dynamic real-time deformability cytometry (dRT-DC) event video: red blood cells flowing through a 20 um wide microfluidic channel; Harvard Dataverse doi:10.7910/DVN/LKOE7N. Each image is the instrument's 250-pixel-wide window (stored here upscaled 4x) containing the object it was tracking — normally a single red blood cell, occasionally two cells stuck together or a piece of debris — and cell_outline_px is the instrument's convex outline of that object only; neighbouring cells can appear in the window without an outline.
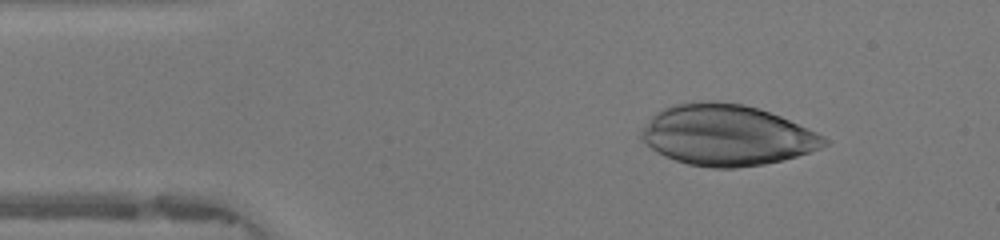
{"species": "human", "species_latin": "Homo sapiens", "temperature_condition": "warm", "stored_images_in_passage": 36, "camera_frame_rate_fps": 3000, "um_per_image_px": 0.085, "donor": {"sex": "female"}, "frame": {"image": 1, "passage_image": 5, "time_ms": 1.333, "image_size_px": [1000, 240], "cell_outline_px": [[828, 144], [820, 148], [784, 160], [764, 164], [736, 168], [712, 168], [688, 164], [664, 156], [640, 140], [640, 132], [652, 116], [656, 112], [672, 104], [700, 100], [712, 100], [744, 104], [760, 108], [780, 116], [816, 132], [824, 136], [828, 140]], "centroid_in_image_um": [61.76, 11.48], "position_along_channel_um": 23.2, "area_um2": 64.97}}
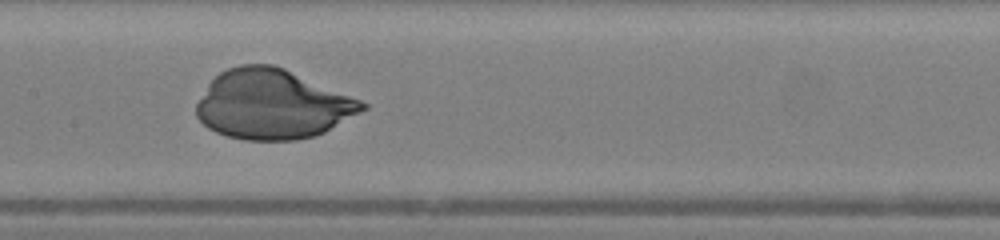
{"frame": {"image": 2, "passage_image": 21, "time_ms": 6.667, "image_size_px": [1000, 240], "cell_outline_px": [[368, 108], [324, 132], [316, 136], [296, 140], [244, 140], [228, 136], [216, 132], [208, 128], [196, 116], [196, 104], [208, 84], [220, 72], [228, 68], [240, 64], [272, 64], [284, 68], [360, 100], [368, 104]], "centroid_in_image_um": [23.14, 8.88], "position_along_channel_um": 184.3, "area_um2": 66.87}}
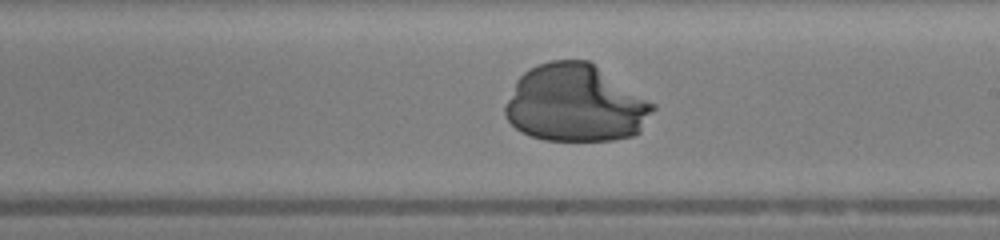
{"frame": {"image": 3, "passage_image": 25, "time_ms": 8.0, "image_size_px": [1000, 240], "cell_outline_px": [[656, 108], [640, 132], [632, 136], [612, 140], [544, 140], [520, 132], [508, 120], [504, 112], [504, 108], [516, 80], [524, 72], [536, 64], [552, 60], [588, 60], [656, 104]], "centroid_in_image_um": [48.93, 8.79], "position_along_channel_um": 240.1, "area_um2": 66.7}}